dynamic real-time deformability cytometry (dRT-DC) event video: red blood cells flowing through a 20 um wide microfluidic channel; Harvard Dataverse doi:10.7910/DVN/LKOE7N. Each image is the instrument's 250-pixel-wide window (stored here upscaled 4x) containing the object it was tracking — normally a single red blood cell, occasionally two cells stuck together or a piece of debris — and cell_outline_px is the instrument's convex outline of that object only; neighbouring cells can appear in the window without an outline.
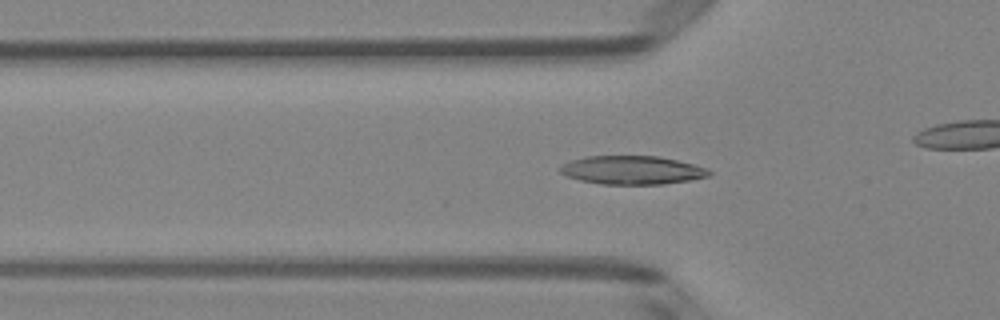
{"species": "Egyptian fruit bat (a non-hibernating species)", "species_latin": "Rousettus aegyptiacus", "temperature_condition": "room temperature", "stored_images_in_passage": 52, "camera_frame_rate_fps": 3000, "um_per_image_px": 0.085, "animal": {"sex": "female"}, "frame": {"image": 1, "passage_image": 17, "time_ms": 5.333, "image_size_px": [1000, 320], "cell_outline_px": [[712, 172], [708, 176], [688, 180], [664, 184], [600, 184], [580, 180], [568, 176], [560, 172], [560, 168], [564, 164], [572, 160], [588, 156], [660, 156], [696, 164], [708, 168]], "centroid_in_image_um": [53.78, 14.45], "position_along_channel_um": 72.0, "area_um2": 24.68}}
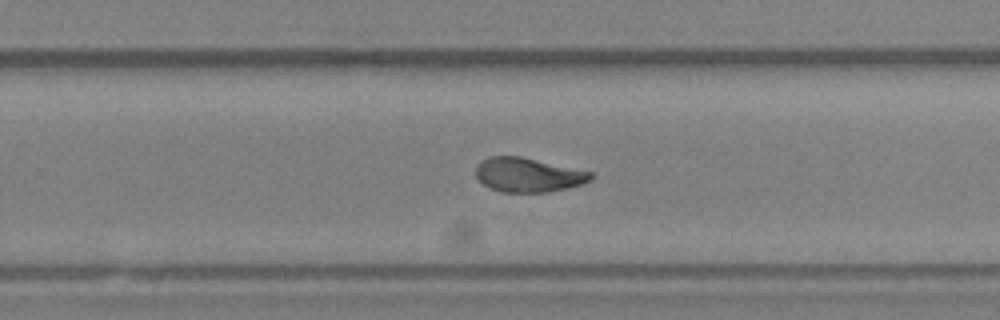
{"frame": {"image": 2, "passage_image": 33, "time_ms": 10.667, "image_size_px": [1000, 320], "cell_outline_px": [[596, 176], [592, 180], [584, 184], [548, 192], [500, 192], [488, 188], [476, 176], [476, 164], [480, 160], [488, 156], [520, 156], [592, 172]], "centroid_in_image_um": [44.89, 14.86], "position_along_channel_um": 284.9, "area_um2": 23.18}}
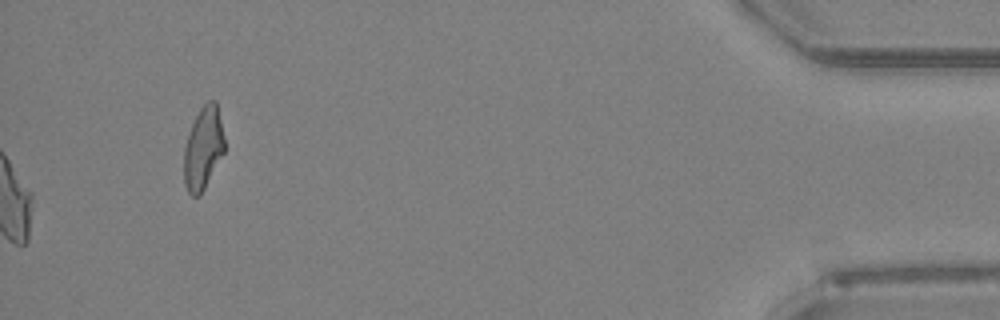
{"frame": {"image": 3, "passage_image": 52, "time_ms": 17.0, "image_size_px": [1000, 320], "cell_outline_px": [[224, 152], [200, 196], [192, 196], [188, 192], [184, 184], [184, 148], [188, 132], [200, 108], [208, 100], [216, 100], [224, 140]], "centroid_in_image_um": [17.25, 12.61], "position_along_channel_um": 417.9, "area_um2": 19.36}, "authors_computed_cell_mechanics": {"area_um2": 23.5535, "velocity_mm_per_s": 4.0019, "shape_relaxation_time_tau1_ms": 6.6694, "shape_relaxation_time_tau2_ms": 1.7536, "deformation_change_tau1": 0.2006, "deformation_change_tau2": 0.0661}}